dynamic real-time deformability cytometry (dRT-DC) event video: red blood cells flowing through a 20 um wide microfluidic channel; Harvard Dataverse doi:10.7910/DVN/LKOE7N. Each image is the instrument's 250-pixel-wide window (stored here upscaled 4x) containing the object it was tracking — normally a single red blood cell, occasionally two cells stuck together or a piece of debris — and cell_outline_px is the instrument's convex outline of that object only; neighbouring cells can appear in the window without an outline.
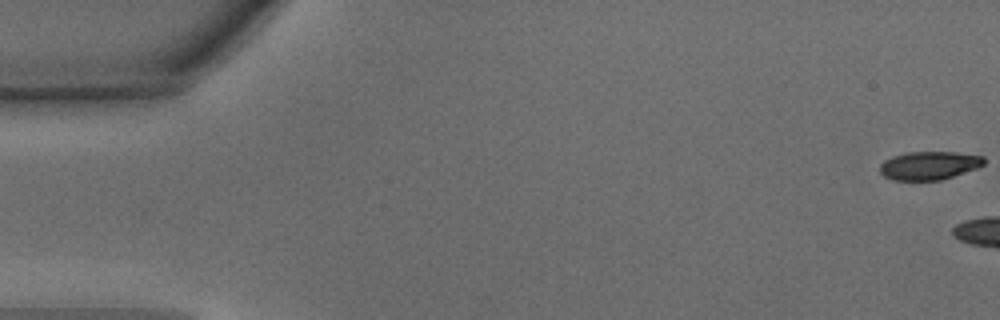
{"species": "common noctule bat (a hibernating species)", "species_latin": "Nyctalus noctula", "temperature_condition": "warm", "stored_images_in_passage": 4, "camera_frame_rate_fps": 3000, "um_per_image_px": 0.085, "animal": {"sex": "male", "body_mass_g": 15.6}, "frame": {"image": 1, "passage_image": 1, "time_ms": 0.0, "image_size_px": [1000, 320], "cell_outline_px": [[984, 164], [976, 168], [940, 180], [892, 180], [884, 176], [880, 172], [880, 164], [884, 160], [892, 156], [908, 152], [956, 152], [984, 156]], "centroid_in_image_um": [78.95, 14.06], "position_along_channel_um": 6.0, "area_um2": 17.11}}